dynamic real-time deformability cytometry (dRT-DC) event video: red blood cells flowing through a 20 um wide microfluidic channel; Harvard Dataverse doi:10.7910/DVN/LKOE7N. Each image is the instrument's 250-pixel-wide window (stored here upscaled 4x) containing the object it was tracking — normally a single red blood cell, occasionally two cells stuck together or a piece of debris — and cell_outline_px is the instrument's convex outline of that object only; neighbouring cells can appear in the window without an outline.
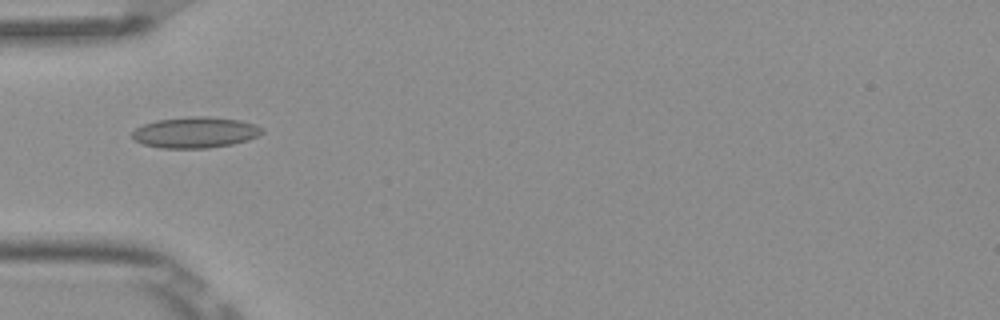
{"species": "Egyptian fruit bat (a non-hibernating species)", "species_latin": "Rousettus aegyptiacus", "temperature_condition": "room temperature", "stored_images_in_passage": 6, "camera_frame_rate_fps": 3000, "um_per_image_px": 0.085, "frame": {"image": 1, "passage_image": 3, "time_ms": 0.667, "image_size_px": [1000, 320], "cell_outline_px": [[264, 132], [248, 140], [232, 144], [208, 148], [160, 148], [144, 144], [136, 140], [132, 136], [132, 132], [136, 128], [144, 124], [156, 120], [192, 116], [208, 116], [240, 120], [256, 124], [264, 128]], "centroid_in_image_um": [16.63, 11.25], "position_along_channel_um": 68.4, "area_um2": 23.47}}
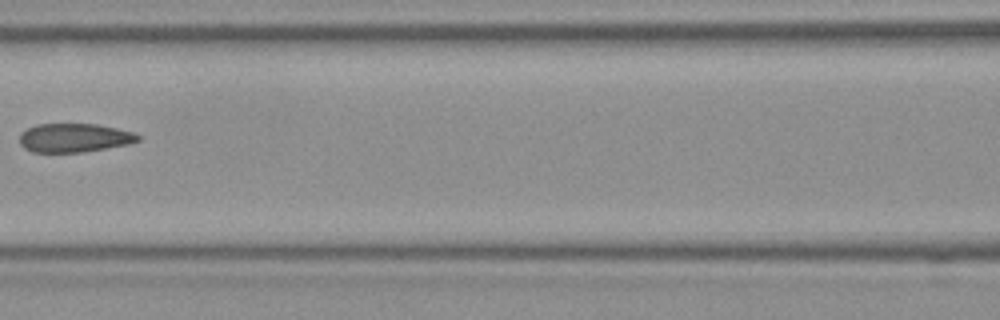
{"frame": {"image": 2, "passage_image": 5, "time_ms": 1.333, "image_size_px": [1000, 320], "cell_outline_px": [[140, 140], [128, 144], [84, 152], [32, 152], [24, 148], [20, 144], [20, 132], [36, 124], [96, 124], [136, 132], [140, 136]], "centroid_in_image_um": [6.31, 11.71], "position_along_channel_um": 160.3, "area_um2": 19.94}}
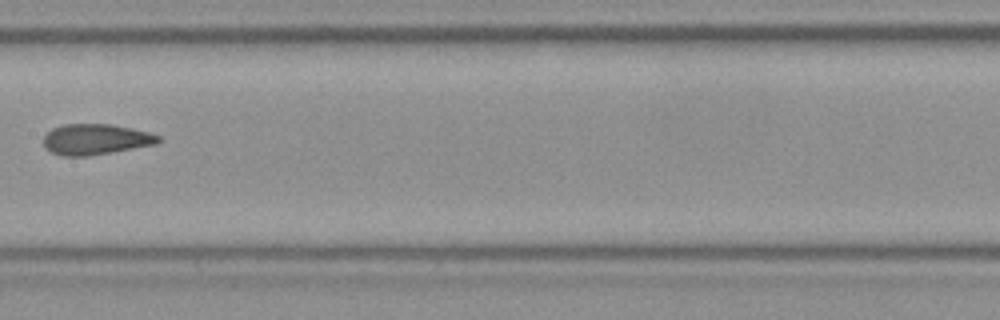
{"frame": {"image": 3, "passage_image": 6, "time_ms": 1.667, "image_size_px": [1000, 320], "cell_outline_px": [[164, 140], [156, 144], [112, 152], [88, 156], [60, 156], [44, 148], [44, 136], [52, 128], [64, 124], [112, 124], [132, 128], [148, 132], [160, 136]], "centroid_in_image_um": [8.14, 11.84], "position_along_channel_um": 199.3, "area_um2": 20.69}}